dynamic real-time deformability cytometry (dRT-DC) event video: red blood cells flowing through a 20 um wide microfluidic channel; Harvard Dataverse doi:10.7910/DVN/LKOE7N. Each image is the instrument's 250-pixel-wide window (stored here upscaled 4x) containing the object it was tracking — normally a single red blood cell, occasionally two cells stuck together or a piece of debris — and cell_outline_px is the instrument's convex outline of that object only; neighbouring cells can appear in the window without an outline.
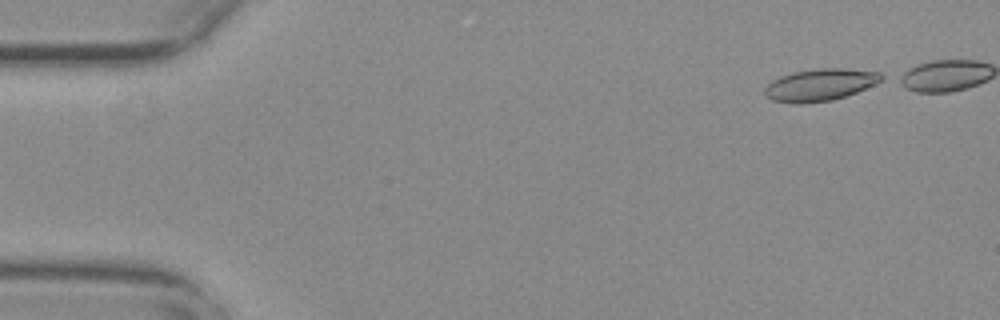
{"species": "common noctule bat (a hibernating species)", "species_latin": "Nyctalus noctula", "temperature_condition": "warm", "stored_images_in_passage": 41, "camera_frame_rate_fps": 3000, "um_per_image_px": 0.085, "animal": {"sex": "female", "body_mass_g": 29.2, "forearm_length_mm": 56.3}, "frame": {"image": 1, "passage_image": 1, "time_ms": 0.0, "image_size_px": [1000, 320], "cell_outline_px": [[888, 76], [856, 92], [832, 100], [804, 104], [792, 104], [772, 100], [764, 96], [764, 88], [772, 80], [780, 76], [792, 72], [820, 68], [844, 68], [880, 72]], "centroid_in_image_um": [69.66, 7.21], "position_along_channel_um": 15.3, "area_um2": 21.91}}
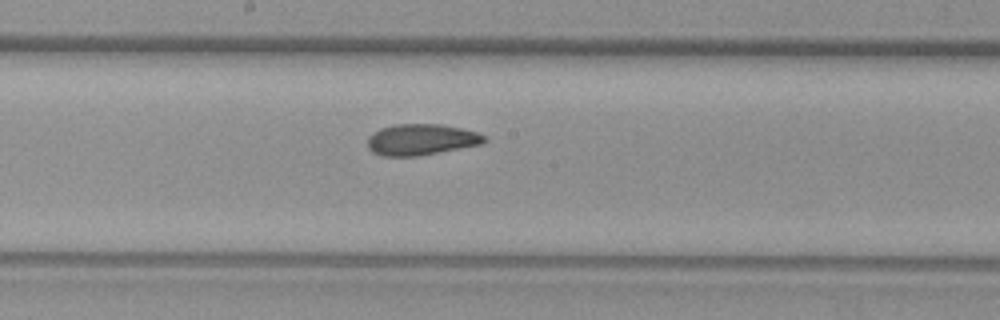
{"frame": {"image": 2, "passage_image": 26, "time_ms": 8.333, "image_size_px": [1000, 320], "cell_outline_px": [[488, 140], [480, 144], [420, 156], [384, 156], [372, 152], [368, 148], [368, 136], [372, 132], [380, 128], [396, 124], [440, 124], [460, 128], [476, 132], [488, 136]], "centroid_in_image_um": [35.79, 11.86], "position_along_channel_um": 212.4, "area_um2": 21.27}}
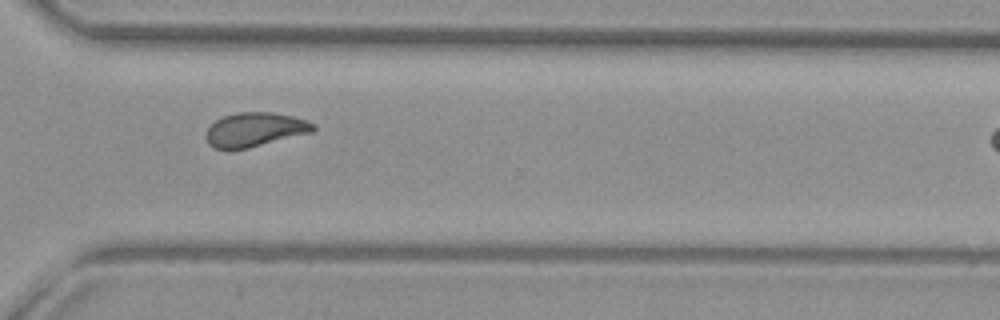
{"frame": {"image": 3, "passage_image": 37, "time_ms": 12.0, "image_size_px": [1000, 320], "cell_outline_px": [[316, 128], [312, 132], [248, 148], [212, 148], [208, 144], [204, 136], [208, 128], [216, 120], [224, 116], [236, 112], [272, 112], [292, 116], [308, 120], [316, 124]], "centroid_in_image_um": [21.67, 11.0], "position_along_channel_um": 348.9, "area_um2": 21.27}}